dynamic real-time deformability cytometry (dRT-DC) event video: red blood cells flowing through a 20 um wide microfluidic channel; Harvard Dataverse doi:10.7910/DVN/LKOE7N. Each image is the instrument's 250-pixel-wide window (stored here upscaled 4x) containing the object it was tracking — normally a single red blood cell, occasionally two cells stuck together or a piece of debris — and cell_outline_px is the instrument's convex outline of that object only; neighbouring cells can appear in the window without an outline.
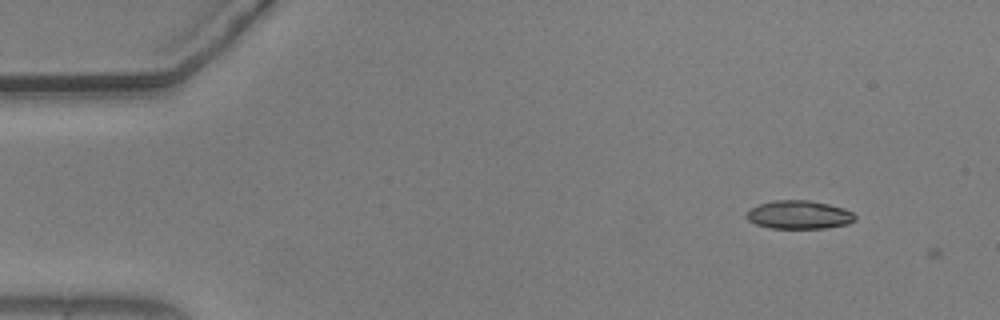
{"species": "common noctule bat (a hibernating species)", "species_latin": "Nyctalus noctula", "temperature_condition": "warm", "stored_images_in_passage": 3, "camera_frame_rate_fps": 3000, "um_per_image_px": 0.085, "animal": {"sex": "male", "body_mass_g": 20.5, "forearm_length_mm": 52.5}, "frame": {"image": 1, "passage_image": 2, "time_ms": 0.333, "image_size_px": [1000, 320], "cell_outline_px": [[856, 220], [848, 224], [824, 228], [768, 228], [756, 224], [748, 220], [744, 216], [752, 208], [760, 204], [772, 200], [808, 200], [828, 204], [844, 208], [852, 212], [856, 216]], "centroid_in_image_um": [67.92, 18.26], "position_along_channel_um": 17.1, "area_um2": 17.98}}